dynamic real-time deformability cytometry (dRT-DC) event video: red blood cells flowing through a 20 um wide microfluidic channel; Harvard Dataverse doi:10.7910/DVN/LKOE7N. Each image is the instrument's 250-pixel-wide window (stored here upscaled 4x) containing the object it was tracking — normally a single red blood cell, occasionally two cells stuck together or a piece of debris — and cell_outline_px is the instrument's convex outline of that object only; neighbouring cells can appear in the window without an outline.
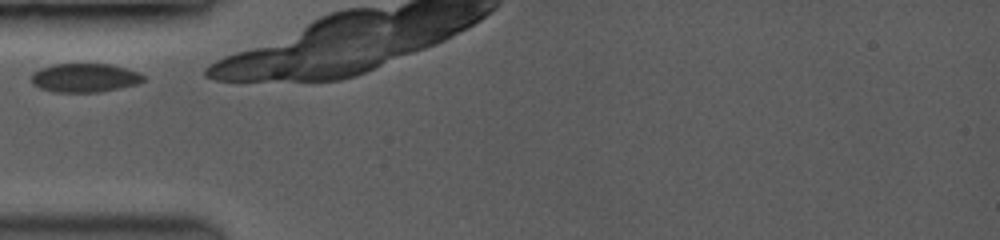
{"species": "common noctule bat (a hibernating species)", "species_latin": "Nyctalus noctula", "temperature_condition": "room temperature", "stored_images_in_passage": 17, "camera_frame_rate_fps": 3500, "um_per_image_px": 0.085, "animal": {"sex": "female", "body_mass_g": 19.0, "forearm_length_mm": 53.3}, "frame": {"image": 1, "passage_image": 1, "time_ms": 0.0, "image_size_px": [1000, 240], "cell_outline_px": [[144, 80], [136, 84], [96, 92], [56, 92], [40, 88], [32, 84], [32, 72], [40, 68], [52, 64], [108, 64], [140, 72], [144, 76]], "centroid_in_image_um": [7.16, 6.6], "position_along_channel_um": 77.8, "area_um2": 18.61}}
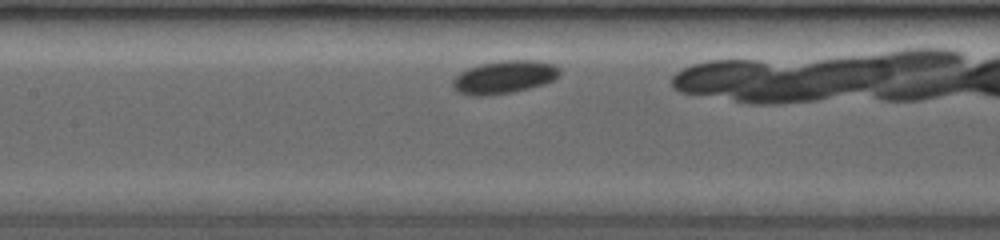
{"frame": {"image": 2, "passage_image": 6, "time_ms": 2.286, "image_size_px": [1000, 240], "cell_outline_px": [[560, 76], [544, 84], [528, 88], [508, 92], [460, 92], [452, 88], [452, 80], [460, 72], [468, 68], [480, 64], [500, 60], [536, 60], [556, 64], [560, 68]], "centroid_in_image_um": [42.95, 6.47], "position_along_channel_um": 164.4, "area_um2": 19.71}}